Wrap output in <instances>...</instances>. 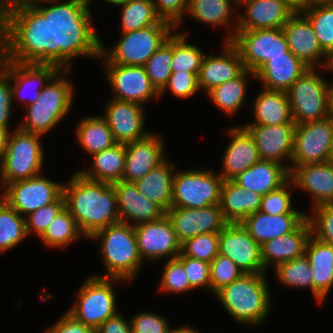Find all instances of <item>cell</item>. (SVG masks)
I'll list each match as a JSON object with an SVG mask.
<instances>
[{"instance_id": "4dcf8cb0", "label": "cell", "mask_w": 333, "mask_h": 333, "mask_svg": "<svg viewBox=\"0 0 333 333\" xmlns=\"http://www.w3.org/2000/svg\"><path fill=\"white\" fill-rule=\"evenodd\" d=\"M288 166V167H287ZM290 179L289 165L260 160L236 176L233 181L243 189L262 196L284 185Z\"/></svg>"}, {"instance_id": "60d3db41", "label": "cell", "mask_w": 333, "mask_h": 333, "mask_svg": "<svg viewBox=\"0 0 333 333\" xmlns=\"http://www.w3.org/2000/svg\"><path fill=\"white\" fill-rule=\"evenodd\" d=\"M83 236L75 218L64 207L40 237L47 247L62 248Z\"/></svg>"}, {"instance_id": "f5cc1de1", "label": "cell", "mask_w": 333, "mask_h": 333, "mask_svg": "<svg viewBox=\"0 0 333 333\" xmlns=\"http://www.w3.org/2000/svg\"><path fill=\"white\" fill-rule=\"evenodd\" d=\"M307 214L311 225V235L316 239L333 245V204L319 205Z\"/></svg>"}, {"instance_id": "f546056e", "label": "cell", "mask_w": 333, "mask_h": 333, "mask_svg": "<svg viewBox=\"0 0 333 333\" xmlns=\"http://www.w3.org/2000/svg\"><path fill=\"white\" fill-rule=\"evenodd\" d=\"M309 67L291 51L271 57L256 73L265 89L287 92Z\"/></svg>"}, {"instance_id": "11e5206c", "label": "cell", "mask_w": 333, "mask_h": 333, "mask_svg": "<svg viewBox=\"0 0 333 333\" xmlns=\"http://www.w3.org/2000/svg\"><path fill=\"white\" fill-rule=\"evenodd\" d=\"M331 116L333 118V101H331Z\"/></svg>"}, {"instance_id": "30bf717a", "label": "cell", "mask_w": 333, "mask_h": 333, "mask_svg": "<svg viewBox=\"0 0 333 333\" xmlns=\"http://www.w3.org/2000/svg\"><path fill=\"white\" fill-rule=\"evenodd\" d=\"M223 178L209 170L176 172L173 176L174 208H206L219 204Z\"/></svg>"}, {"instance_id": "a7ac6f4b", "label": "cell", "mask_w": 333, "mask_h": 333, "mask_svg": "<svg viewBox=\"0 0 333 333\" xmlns=\"http://www.w3.org/2000/svg\"><path fill=\"white\" fill-rule=\"evenodd\" d=\"M276 1L286 3L294 12L300 11L299 0H276Z\"/></svg>"}, {"instance_id": "603a6c76", "label": "cell", "mask_w": 333, "mask_h": 333, "mask_svg": "<svg viewBox=\"0 0 333 333\" xmlns=\"http://www.w3.org/2000/svg\"><path fill=\"white\" fill-rule=\"evenodd\" d=\"M295 123L281 125H245L252 135L261 160H272L284 164L285 158L291 163ZM284 159V160H283Z\"/></svg>"}, {"instance_id": "cb8c5ba5", "label": "cell", "mask_w": 333, "mask_h": 333, "mask_svg": "<svg viewBox=\"0 0 333 333\" xmlns=\"http://www.w3.org/2000/svg\"><path fill=\"white\" fill-rule=\"evenodd\" d=\"M224 53L205 55L198 75L199 89L208 93L214 87L239 77L246 69L236 47L226 41Z\"/></svg>"}, {"instance_id": "ba28073f", "label": "cell", "mask_w": 333, "mask_h": 333, "mask_svg": "<svg viewBox=\"0 0 333 333\" xmlns=\"http://www.w3.org/2000/svg\"><path fill=\"white\" fill-rule=\"evenodd\" d=\"M315 69L308 68L287 91L296 125L331 116L330 83Z\"/></svg>"}, {"instance_id": "9a60e30c", "label": "cell", "mask_w": 333, "mask_h": 333, "mask_svg": "<svg viewBox=\"0 0 333 333\" xmlns=\"http://www.w3.org/2000/svg\"><path fill=\"white\" fill-rule=\"evenodd\" d=\"M134 232L142 261L172 259L181 253V243L166 214L159 220L134 225Z\"/></svg>"}, {"instance_id": "be15d7a7", "label": "cell", "mask_w": 333, "mask_h": 333, "mask_svg": "<svg viewBox=\"0 0 333 333\" xmlns=\"http://www.w3.org/2000/svg\"><path fill=\"white\" fill-rule=\"evenodd\" d=\"M0 35H25L7 16L0 3Z\"/></svg>"}, {"instance_id": "52a82bcc", "label": "cell", "mask_w": 333, "mask_h": 333, "mask_svg": "<svg viewBox=\"0 0 333 333\" xmlns=\"http://www.w3.org/2000/svg\"><path fill=\"white\" fill-rule=\"evenodd\" d=\"M41 136L18 127L9 133L6 149L0 161L1 190L7 184L41 174L44 163Z\"/></svg>"}, {"instance_id": "74e56055", "label": "cell", "mask_w": 333, "mask_h": 333, "mask_svg": "<svg viewBox=\"0 0 333 333\" xmlns=\"http://www.w3.org/2000/svg\"><path fill=\"white\" fill-rule=\"evenodd\" d=\"M80 147L90 157L116 144L106 120L100 116H88L79 121L75 131Z\"/></svg>"}, {"instance_id": "8c879c8a", "label": "cell", "mask_w": 333, "mask_h": 333, "mask_svg": "<svg viewBox=\"0 0 333 333\" xmlns=\"http://www.w3.org/2000/svg\"><path fill=\"white\" fill-rule=\"evenodd\" d=\"M329 161L333 162V133L329 150Z\"/></svg>"}, {"instance_id": "ffe728a7", "label": "cell", "mask_w": 333, "mask_h": 333, "mask_svg": "<svg viewBox=\"0 0 333 333\" xmlns=\"http://www.w3.org/2000/svg\"><path fill=\"white\" fill-rule=\"evenodd\" d=\"M144 106L137 103L110 99L106 103V120L116 143L127 144L146 137L150 132L144 131Z\"/></svg>"}, {"instance_id": "c3c4849f", "label": "cell", "mask_w": 333, "mask_h": 333, "mask_svg": "<svg viewBox=\"0 0 333 333\" xmlns=\"http://www.w3.org/2000/svg\"><path fill=\"white\" fill-rule=\"evenodd\" d=\"M181 253L211 263L219 254V232L200 234L186 240L181 244Z\"/></svg>"}, {"instance_id": "94428289", "label": "cell", "mask_w": 333, "mask_h": 333, "mask_svg": "<svg viewBox=\"0 0 333 333\" xmlns=\"http://www.w3.org/2000/svg\"><path fill=\"white\" fill-rule=\"evenodd\" d=\"M47 333H96V329L77 321L68 312L48 329Z\"/></svg>"}, {"instance_id": "3957f363", "label": "cell", "mask_w": 333, "mask_h": 333, "mask_svg": "<svg viewBox=\"0 0 333 333\" xmlns=\"http://www.w3.org/2000/svg\"><path fill=\"white\" fill-rule=\"evenodd\" d=\"M175 27L164 20L156 25L122 32L121 39L110 50L105 49L94 28L78 39L83 56L102 58L103 63L144 66L155 51L168 40Z\"/></svg>"}, {"instance_id": "816d5d0a", "label": "cell", "mask_w": 333, "mask_h": 333, "mask_svg": "<svg viewBox=\"0 0 333 333\" xmlns=\"http://www.w3.org/2000/svg\"><path fill=\"white\" fill-rule=\"evenodd\" d=\"M290 185H293V183L289 179L280 188L265 194L262 197L259 211L270 215L305 214L299 210L293 209V203L291 202L292 194L288 190Z\"/></svg>"}, {"instance_id": "ac0fdd59", "label": "cell", "mask_w": 333, "mask_h": 333, "mask_svg": "<svg viewBox=\"0 0 333 333\" xmlns=\"http://www.w3.org/2000/svg\"><path fill=\"white\" fill-rule=\"evenodd\" d=\"M238 5L244 6L246 14L236 16L234 29H230L226 41H231L236 31L283 28L295 13L286 3L276 0H238Z\"/></svg>"}, {"instance_id": "5bb4252c", "label": "cell", "mask_w": 333, "mask_h": 333, "mask_svg": "<svg viewBox=\"0 0 333 333\" xmlns=\"http://www.w3.org/2000/svg\"><path fill=\"white\" fill-rule=\"evenodd\" d=\"M219 254L229 257L245 274L266 272L260 245L242 223H228L219 232Z\"/></svg>"}, {"instance_id": "89a4df30", "label": "cell", "mask_w": 333, "mask_h": 333, "mask_svg": "<svg viewBox=\"0 0 333 333\" xmlns=\"http://www.w3.org/2000/svg\"><path fill=\"white\" fill-rule=\"evenodd\" d=\"M169 333H198L197 331H195L194 329H192V327H190L188 324L185 325L184 327H180V328H177V329H171L170 328V331Z\"/></svg>"}, {"instance_id": "bcb514c9", "label": "cell", "mask_w": 333, "mask_h": 333, "mask_svg": "<svg viewBox=\"0 0 333 333\" xmlns=\"http://www.w3.org/2000/svg\"><path fill=\"white\" fill-rule=\"evenodd\" d=\"M278 280L290 287L310 288L314 295V282L308 258L304 255L300 258L283 262L275 267Z\"/></svg>"}, {"instance_id": "6125c7cd", "label": "cell", "mask_w": 333, "mask_h": 333, "mask_svg": "<svg viewBox=\"0 0 333 333\" xmlns=\"http://www.w3.org/2000/svg\"><path fill=\"white\" fill-rule=\"evenodd\" d=\"M96 333H132L131 323L118 313L102 323Z\"/></svg>"}, {"instance_id": "7c38bea8", "label": "cell", "mask_w": 333, "mask_h": 333, "mask_svg": "<svg viewBox=\"0 0 333 333\" xmlns=\"http://www.w3.org/2000/svg\"><path fill=\"white\" fill-rule=\"evenodd\" d=\"M333 118L297 124L289 172L297 166L329 161Z\"/></svg>"}, {"instance_id": "ee69618b", "label": "cell", "mask_w": 333, "mask_h": 333, "mask_svg": "<svg viewBox=\"0 0 333 333\" xmlns=\"http://www.w3.org/2000/svg\"><path fill=\"white\" fill-rule=\"evenodd\" d=\"M317 36L322 50L330 56L333 53V4H317L301 8Z\"/></svg>"}, {"instance_id": "d590c367", "label": "cell", "mask_w": 333, "mask_h": 333, "mask_svg": "<svg viewBox=\"0 0 333 333\" xmlns=\"http://www.w3.org/2000/svg\"><path fill=\"white\" fill-rule=\"evenodd\" d=\"M175 165L167 159L134 184L147 199L158 204L165 212L171 208Z\"/></svg>"}, {"instance_id": "11a10c76", "label": "cell", "mask_w": 333, "mask_h": 333, "mask_svg": "<svg viewBox=\"0 0 333 333\" xmlns=\"http://www.w3.org/2000/svg\"><path fill=\"white\" fill-rule=\"evenodd\" d=\"M165 89H169V91L179 98H189L200 90L198 86V75L186 71L172 72L168 82L159 92V95H162Z\"/></svg>"}, {"instance_id": "5b68a950", "label": "cell", "mask_w": 333, "mask_h": 333, "mask_svg": "<svg viewBox=\"0 0 333 333\" xmlns=\"http://www.w3.org/2000/svg\"><path fill=\"white\" fill-rule=\"evenodd\" d=\"M69 71L70 63H67L49 80L36 102L27 106L28 112L19 129L43 136L68 115L74 94L71 82L64 77Z\"/></svg>"}, {"instance_id": "753ad0ef", "label": "cell", "mask_w": 333, "mask_h": 333, "mask_svg": "<svg viewBox=\"0 0 333 333\" xmlns=\"http://www.w3.org/2000/svg\"><path fill=\"white\" fill-rule=\"evenodd\" d=\"M327 69L333 71V53L329 56L328 64H327Z\"/></svg>"}, {"instance_id": "e0dca14e", "label": "cell", "mask_w": 333, "mask_h": 333, "mask_svg": "<svg viewBox=\"0 0 333 333\" xmlns=\"http://www.w3.org/2000/svg\"><path fill=\"white\" fill-rule=\"evenodd\" d=\"M166 215L181 244L200 234L220 232L228 224L219 204L206 208L171 207Z\"/></svg>"}, {"instance_id": "6f0895ef", "label": "cell", "mask_w": 333, "mask_h": 333, "mask_svg": "<svg viewBox=\"0 0 333 333\" xmlns=\"http://www.w3.org/2000/svg\"><path fill=\"white\" fill-rule=\"evenodd\" d=\"M130 321L132 333H169L171 328L166 318L146 311L133 316Z\"/></svg>"}, {"instance_id": "f6af8a7d", "label": "cell", "mask_w": 333, "mask_h": 333, "mask_svg": "<svg viewBox=\"0 0 333 333\" xmlns=\"http://www.w3.org/2000/svg\"><path fill=\"white\" fill-rule=\"evenodd\" d=\"M186 33L172 32V72H191L199 75L204 54L199 47L187 44Z\"/></svg>"}, {"instance_id": "2644e50d", "label": "cell", "mask_w": 333, "mask_h": 333, "mask_svg": "<svg viewBox=\"0 0 333 333\" xmlns=\"http://www.w3.org/2000/svg\"><path fill=\"white\" fill-rule=\"evenodd\" d=\"M105 1L113 5L119 6L121 4L129 2L130 0H105Z\"/></svg>"}, {"instance_id": "836d02e7", "label": "cell", "mask_w": 333, "mask_h": 333, "mask_svg": "<svg viewBox=\"0 0 333 333\" xmlns=\"http://www.w3.org/2000/svg\"><path fill=\"white\" fill-rule=\"evenodd\" d=\"M262 195L243 189L233 180L223 181L219 205L228 223H241L247 216L259 211Z\"/></svg>"}, {"instance_id": "03108f58", "label": "cell", "mask_w": 333, "mask_h": 333, "mask_svg": "<svg viewBox=\"0 0 333 333\" xmlns=\"http://www.w3.org/2000/svg\"><path fill=\"white\" fill-rule=\"evenodd\" d=\"M9 133L10 131L0 127V161L6 149Z\"/></svg>"}, {"instance_id": "d6a6232c", "label": "cell", "mask_w": 333, "mask_h": 333, "mask_svg": "<svg viewBox=\"0 0 333 333\" xmlns=\"http://www.w3.org/2000/svg\"><path fill=\"white\" fill-rule=\"evenodd\" d=\"M306 217L307 213L270 215L257 211L241 223L261 246L268 240L292 232Z\"/></svg>"}, {"instance_id": "1f68e13d", "label": "cell", "mask_w": 333, "mask_h": 333, "mask_svg": "<svg viewBox=\"0 0 333 333\" xmlns=\"http://www.w3.org/2000/svg\"><path fill=\"white\" fill-rule=\"evenodd\" d=\"M305 256L312 271L314 298L321 304L333 286V245L311 235L306 244Z\"/></svg>"}, {"instance_id": "277c9868", "label": "cell", "mask_w": 333, "mask_h": 333, "mask_svg": "<svg viewBox=\"0 0 333 333\" xmlns=\"http://www.w3.org/2000/svg\"><path fill=\"white\" fill-rule=\"evenodd\" d=\"M266 273L243 274L223 286L214 295L235 321L249 326L259 325L271 310Z\"/></svg>"}, {"instance_id": "9c48e42d", "label": "cell", "mask_w": 333, "mask_h": 333, "mask_svg": "<svg viewBox=\"0 0 333 333\" xmlns=\"http://www.w3.org/2000/svg\"><path fill=\"white\" fill-rule=\"evenodd\" d=\"M124 281L119 278L89 276L82 284L75 305L68 313L86 326L97 329L108 318L118 314L113 282Z\"/></svg>"}, {"instance_id": "003e7915", "label": "cell", "mask_w": 333, "mask_h": 333, "mask_svg": "<svg viewBox=\"0 0 333 333\" xmlns=\"http://www.w3.org/2000/svg\"><path fill=\"white\" fill-rule=\"evenodd\" d=\"M300 9L317 4H333V0H299Z\"/></svg>"}, {"instance_id": "b9f144b4", "label": "cell", "mask_w": 333, "mask_h": 333, "mask_svg": "<svg viewBox=\"0 0 333 333\" xmlns=\"http://www.w3.org/2000/svg\"><path fill=\"white\" fill-rule=\"evenodd\" d=\"M25 217L0 199V253L16 247L27 237Z\"/></svg>"}, {"instance_id": "8fae6325", "label": "cell", "mask_w": 333, "mask_h": 333, "mask_svg": "<svg viewBox=\"0 0 333 333\" xmlns=\"http://www.w3.org/2000/svg\"><path fill=\"white\" fill-rule=\"evenodd\" d=\"M230 42L238 50L245 69L254 74L271 57L290 51L283 28L236 31Z\"/></svg>"}, {"instance_id": "f1b7e54d", "label": "cell", "mask_w": 333, "mask_h": 333, "mask_svg": "<svg viewBox=\"0 0 333 333\" xmlns=\"http://www.w3.org/2000/svg\"><path fill=\"white\" fill-rule=\"evenodd\" d=\"M57 1L53 0V36L78 40L93 29L88 7L91 0H67L54 4Z\"/></svg>"}, {"instance_id": "db71d44e", "label": "cell", "mask_w": 333, "mask_h": 333, "mask_svg": "<svg viewBox=\"0 0 333 333\" xmlns=\"http://www.w3.org/2000/svg\"><path fill=\"white\" fill-rule=\"evenodd\" d=\"M65 207V198L62 194L55 202L43 206L25 217L26 231L29 234L34 231L41 237L48 225L57 214Z\"/></svg>"}, {"instance_id": "8d00e7d4", "label": "cell", "mask_w": 333, "mask_h": 333, "mask_svg": "<svg viewBox=\"0 0 333 333\" xmlns=\"http://www.w3.org/2000/svg\"><path fill=\"white\" fill-rule=\"evenodd\" d=\"M91 157L92 169L78 171L84 177L110 184L122 180L126 157L125 144L116 143Z\"/></svg>"}, {"instance_id": "7dc6e473", "label": "cell", "mask_w": 333, "mask_h": 333, "mask_svg": "<svg viewBox=\"0 0 333 333\" xmlns=\"http://www.w3.org/2000/svg\"><path fill=\"white\" fill-rule=\"evenodd\" d=\"M172 34L145 63L144 68L152 85L160 92L172 73Z\"/></svg>"}, {"instance_id": "484cf974", "label": "cell", "mask_w": 333, "mask_h": 333, "mask_svg": "<svg viewBox=\"0 0 333 333\" xmlns=\"http://www.w3.org/2000/svg\"><path fill=\"white\" fill-rule=\"evenodd\" d=\"M117 197L120 222L137 225L161 219L166 212L155 202L142 195L134 183H113ZM135 222V223H134Z\"/></svg>"}, {"instance_id": "7a4b0ae2", "label": "cell", "mask_w": 333, "mask_h": 333, "mask_svg": "<svg viewBox=\"0 0 333 333\" xmlns=\"http://www.w3.org/2000/svg\"><path fill=\"white\" fill-rule=\"evenodd\" d=\"M65 207L75 218L84 237L120 222L113 184L94 181L77 172L63 185Z\"/></svg>"}, {"instance_id": "2e32d148", "label": "cell", "mask_w": 333, "mask_h": 333, "mask_svg": "<svg viewBox=\"0 0 333 333\" xmlns=\"http://www.w3.org/2000/svg\"><path fill=\"white\" fill-rule=\"evenodd\" d=\"M104 65L114 99L144 105L152 97H160L146 74L144 66L114 63H104Z\"/></svg>"}, {"instance_id": "e575fe53", "label": "cell", "mask_w": 333, "mask_h": 333, "mask_svg": "<svg viewBox=\"0 0 333 333\" xmlns=\"http://www.w3.org/2000/svg\"><path fill=\"white\" fill-rule=\"evenodd\" d=\"M255 120L247 125L294 123L289 97L285 91L263 89L254 100Z\"/></svg>"}, {"instance_id": "680465c9", "label": "cell", "mask_w": 333, "mask_h": 333, "mask_svg": "<svg viewBox=\"0 0 333 333\" xmlns=\"http://www.w3.org/2000/svg\"><path fill=\"white\" fill-rule=\"evenodd\" d=\"M157 15L164 21L171 23L175 29L187 14L189 0H152Z\"/></svg>"}, {"instance_id": "6da1fadb", "label": "cell", "mask_w": 333, "mask_h": 333, "mask_svg": "<svg viewBox=\"0 0 333 333\" xmlns=\"http://www.w3.org/2000/svg\"><path fill=\"white\" fill-rule=\"evenodd\" d=\"M81 55L79 41L65 36L26 37L9 48L0 65L8 72L10 81H14L11 82L13 101L18 97L27 106L35 103L49 80L67 62ZM31 85L33 88H30ZM34 87L32 95L25 96L26 90Z\"/></svg>"}, {"instance_id": "34e18365", "label": "cell", "mask_w": 333, "mask_h": 333, "mask_svg": "<svg viewBox=\"0 0 333 333\" xmlns=\"http://www.w3.org/2000/svg\"><path fill=\"white\" fill-rule=\"evenodd\" d=\"M330 96H331V101H333V80L332 83H330Z\"/></svg>"}, {"instance_id": "4fadbf2b", "label": "cell", "mask_w": 333, "mask_h": 333, "mask_svg": "<svg viewBox=\"0 0 333 333\" xmlns=\"http://www.w3.org/2000/svg\"><path fill=\"white\" fill-rule=\"evenodd\" d=\"M63 185L37 175L7 184L0 195L21 216H27L55 202L63 194Z\"/></svg>"}, {"instance_id": "7bdbcfd3", "label": "cell", "mask_w": 333, "mask_h": 333, "mask_svg": "<svg viewBox=\"0 0 333 333\" xmlns=\"http://www.w3.org/2000/svg\"><path fill=\"white\" fill-rule=\"evenodd\" d=\"M121 6L122 32L139 30L158 24L162 19L157 15L152 0H130Z\"/></svg>"}, {"instance_id": "7402d4cb", "label": "cell", "mask_w": 333, "mask_h": 333, "mask_svg": "<svg viewBox=\"0 0 333 333\" xmlns=\"http://www.w3.org/2000/svg\"><path fill=\"white\" fill-rule=\"evenodd\" d=\"M126 157L122 181L135 183L166 160L164 142L157 135L125 144Z\"/></svg>"}, {"instance_id": "f907efd6", "label": "cell", "mask_w": 333, "mask_h": 333, "mask_svg": "<svg viewBox=\"0 0 333 333\" xmlns=\"http://www.w3.org/2000/svg\"><path fill=\"white\" fill-rule=\"evenodd\" d=\"M209 274L211 292L215 294L245 273L229 257L218 254L210 263Z\"/></svg>"}, {"instance_id": "ab89813d", "label": "cell", "mask_w": 333, "mask_h": 333, "mask_svg": "<svg viewBox=\"0 0 333 333\" xmlns=\"http://www.w3.org/2000/svg\"><path fill=\"white\" fill-rule=\"evenodd\" d=\"M235 4L238 5V0H189L187 14L205 24L230 28Z\"/></svg>"}, {"instance_id": "681fc988", "label": "cell", "mask_w": 333, "mask_h": 333, "mask_svg": "<svg viewBox=\"0 0 333 333\" xmlns=\"http://www.w3.org/2000/svg\"><path fill=\"white\" fill-rule=\"evenodd\" d=\"M161 273V291L179 294L193 289L187 278L184 265L178 257L167 259V262L164 264L163 272Z\"/></svg>"}, {"instance_id": "d6986e66", "label": "cell", "mask_w": 333, "mask_h": 333, "mask_svg": "<svg viewBox=\"0 0 333 333\" xmlns=\"http://www.w3.org/2000/svg\"><path fill=\"white\" fill-rule=\"evenodd\" d=\"M53 0H0L13 23L27 36H53V5L42 7Z\"/></svg>"}, {"instance_id": "91938a15", "label": "cell", "mask_w": 333, "mask_h": 333, "mask_svg": "<svg viewBox=\"0 0 333 333\" xmlns=\"http://www.w3.org/2000/svg\"><path fill=\"white\" fill-rule=\"evenodd\" d=\"M12 87L8 72L0 65V127L9 130L13 107Z\"/></svg>"}, {"instance_id": "44dd1931", "label": "cell", "mask_w": 333, "mask_h": 333, "mask_svg": "<svg viewBox=\"0 0 333 333\" xmlns=\"http://www.w3.org/2000/svg\"><path fill=\"white\" fill-rule=\"evenodd\" d=\"M283 31L289 50L309 68H315L321 57H325L321 67L326 69L329 56L320 47L317 36L308 18L295 12L284 24Z\"/></svg>"}, {"instance_id": "4316f807", "label": "cell", "mask_w": 333, "mask_h": 333, "mask_svg": "<svg viewBox=\"0 0 333 333\" xmlns=\"http://www.w3.org/2000/svg\"><path fill=\"white\" fill-rule=\"evenodd\" d=\"M229 134L231 140L222 160L223 169L219 173L224 181L233 180L261 160L255 141L244 126L233 127Z\"/></svg>"}, {"instance_id": "d4e9b609", "label": "cell", "mask_w": 333, "mask_h": 333, "mask_svg": "<svg viewBox=\"0 0 333 333\" xmlns=\"http://www.w3.org/2000/svg\"><path fill=\"white\" fill-rule=\"evenodd\" d=\"M293 187L301 188L312 197L313 208L333 204V162L306 164L290 171Z\"/></svg>"}, {"instance_id": "f35d334b", "label": "cell", "mask_w": 333, "mask_h": 333, "mask_svg": "<svg viewBox=\"0 0 333 333\" xmlns=\"http://www.w3.org/2000/svg\"><path fill=\"white\" fill-rule=\"evenodd\" d=\"M247 76L254 78L255 74L246 69L239 77L214 87L208 97L222 112L233 116L245 102Z\"/></svg>"}, {"instance_id": "9f6ffc18", "label": "cell", "mask_w": 333, "mask_h": 333, "mask_svg": "<svg viewBox=\"0 0 333 333\" xmlns=\"http://www.w3.org/2000/svg\"><path fill=\"white\" fill-rule=\"evenodd\" d=\"M184 265L185 271L187 273V278L189 283L193 289L199 287H206L211 291L210 284V263L198 260L195 258H191L188 256H184L180 253L177 256Z\"/></svg>"}, {"instance_id": "83f0119b", "label": "cell", "mask_w": 333, "mask_h": 333, "mask_svg": "<svg viewBox=\"0 0 333 333\" xmlns=\"http://www.w3.org/2000/svg\"><path fill=\"white\" fill-rule=\"evenodd\" d=\"M310 236L311 225L306 217L292 232L262 244L260 251L264 269L269 267L270 262L276 267L283 262L304 256Z\"/></svg>"}, {"instance_id": "e7e4bbea", "label": "cell", "mask_w": 333, "mask_h": 333, "mask_svg": "<svg viewBox=\"0 0 333 333\" xmlns=\"http://www.w3.org/2000/svg\"><path fill=\"white\" fill-rule=\"evenodd\" d=\"M27 36L26 35H0V62L4 53L20 42H22Z\"/></svg>"}, {"instance_id": "8992f818", "label": "cell", "mask_w": 333, "mask_h": 333, "mask_svg": "<svg viewBox=\"0 0 333 333\" xmlns=\"http://www.w3.org/2000/svg\"><path fill=\"white\" fill-rule=\"evenodd\" d=\"M89 239L100 241L105 275L99 277L119 278L130 282L142 266L134 226L118 222L97 231Z\"/></svg>"}]
</instances>
